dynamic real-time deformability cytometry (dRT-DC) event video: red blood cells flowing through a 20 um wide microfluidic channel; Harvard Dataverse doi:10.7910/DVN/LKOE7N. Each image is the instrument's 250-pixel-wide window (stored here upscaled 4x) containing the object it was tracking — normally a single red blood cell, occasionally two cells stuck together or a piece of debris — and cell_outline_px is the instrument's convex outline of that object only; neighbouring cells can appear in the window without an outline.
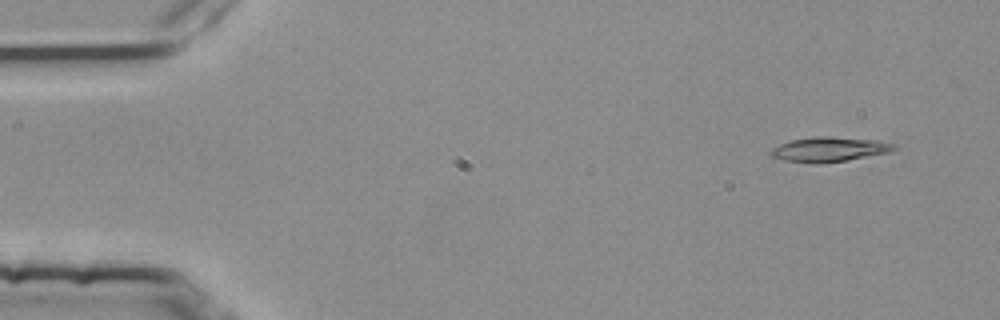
{"species": "common noctule bat (a hibernating species)", "species_latin": "Nyctalus noctula", "temperature_condition": "room temperature", "stored_images_in_passage": 5, "segment_of_instrument_passage": [2, 2], "camera_frame_rate_fps": 3000, "um_per_image_px": 0.085, "animal": {"sex": "female", "body_mass_g": 25.1}, "frame": {"image": 1, "passage_image": 5, "time_ms": 1.333, "image_size_px": [1000, 320], "cell_outline_px": [[900, 148], [888, 152], [848, 160], [784, 160], [772, 156], [772, 148], [788, 140], [816, 136], [828, 136], [876, 140], [896, 144]], "centroid_in_image_um": [70.58, 12.63], "position_along_channel_um": 14.4, "area_um2": 16.82}}